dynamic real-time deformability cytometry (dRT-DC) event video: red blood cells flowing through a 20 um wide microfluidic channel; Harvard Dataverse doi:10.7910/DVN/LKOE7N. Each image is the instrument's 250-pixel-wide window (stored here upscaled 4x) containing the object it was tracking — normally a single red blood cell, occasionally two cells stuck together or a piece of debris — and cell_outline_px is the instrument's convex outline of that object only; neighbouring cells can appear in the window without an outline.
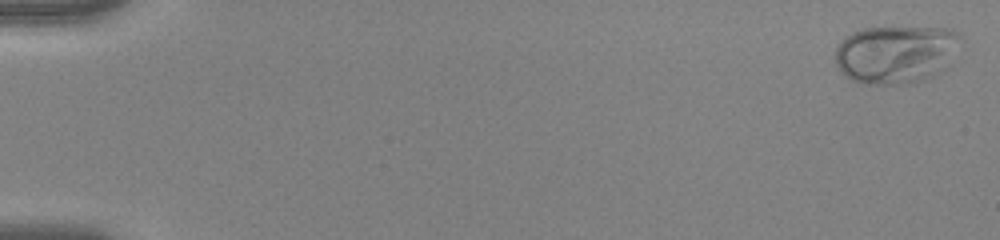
{"species": "human", "species_latin": "Homo sapiens", "temperature_condition": "warm", "stored_images_in_passage": 53, "camera_frame_rate_fps": 3000, "um_per_image_px": 0.085, "donor": {"sex": "female"}, "frame": {"image": 1, "passage_image": 1, "time_ms": 0.0, "image_size_px": [1000, 240], "cell_outline_px": [[960, 36], [944, 68], [932, 76], [916, 84], [860, 84], [844, 76], [840, 72], [836, 64], [836, 48], [840, 40], [852, 32], [860, 28], [952, 28], [960, 32]], "centroid_in_image_um": [76.07, 4.62], "position_along_channel_um": 8.9, "area_um2": 42.37}}
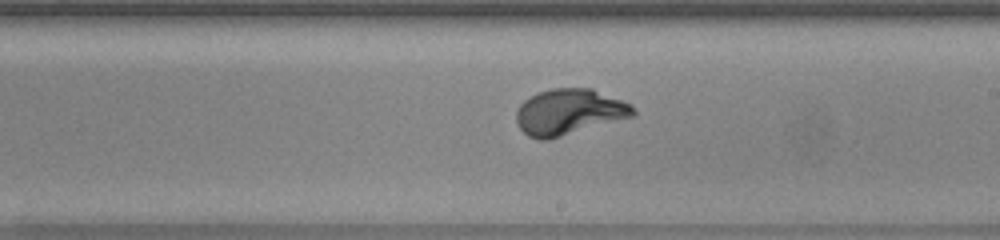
{"frame": {"image": 2, "passage_image": 32, "time_ms": 10.333, "image_size_px": [1000, 240], "cell_outline_px": [[636, 116], [548, 140], [540, 140], [528, 136], [516, 124], [516, 112], [520, 104], [524, 100], [540, 92], [552, 88], [592, 88], [632, 104], [636, 108]], "centroid_in_image_um": [48.41, 9.52], "position_along_channel_um": 240.6, "area_um2": 31.5}}
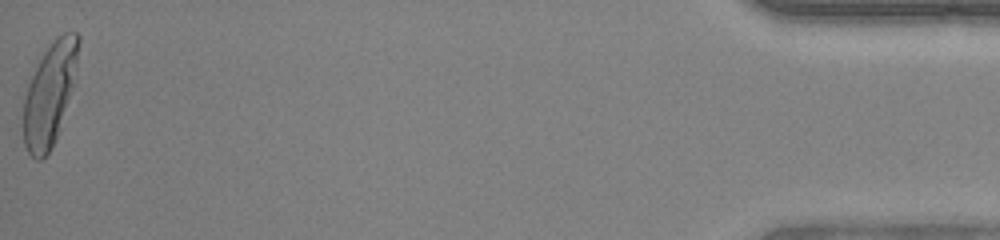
{"frame": {"image": 3, "passage_image": 53, "time_ms": 17.333, "image_size_px": [1000, 240], "cell_outline_px": [[80, 40], [72, 88], [52, 148], [40, 160], [36, 160], [28, 152], [24, 144], [24, 96], [28, 84], [44, 52], [56, 36], [64, 32], [76, 32], [80, 36]], "centroid_in_image_um": [4.21, 7.97], "position_along_channel_um": 431.0, "area_um2": 32.02}, "authors_computed_cell_mechanics": {"area_um2": 30.2872, "velocity_mm_per_s": 3.9672, "shape_relaxation_time_tau1_ms": 2.7613, "shape_relaxation_time_tau2_ms": null, "deformation_change_tau1": 0.1917, "deformation_change_tau2": null}}